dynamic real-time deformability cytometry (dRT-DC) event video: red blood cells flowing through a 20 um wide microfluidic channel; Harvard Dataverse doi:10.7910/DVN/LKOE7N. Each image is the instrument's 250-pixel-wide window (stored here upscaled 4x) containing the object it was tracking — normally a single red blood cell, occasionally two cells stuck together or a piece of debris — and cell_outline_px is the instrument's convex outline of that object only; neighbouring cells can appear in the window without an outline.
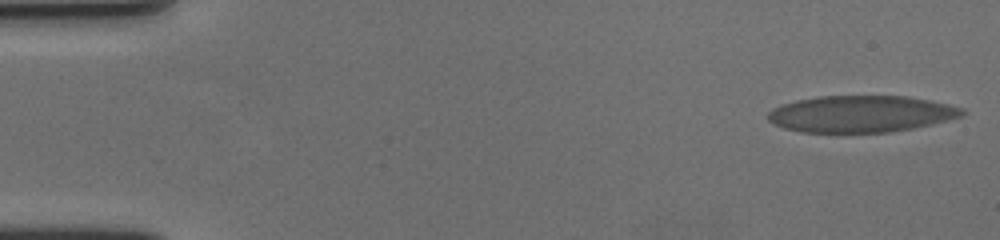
{"species": "human", "species_latin": "Homo sapiens", "temperature_condition": "cold", "stored_images_in_passage": 57, "camera_frame_rate_fps": 3000, "um_per_image_px": 0.085, "donor": {"sex": "female"}, "frame": {"image": 1, "passage_image": 1, "time_ms": 0.0, "image_size_px": [1000, 240], "cell_outline_px": [[964, 116], [932, 124], [912, 128], [888, 132], [800, 132], [784, 128], [768, 120], [768, 112], [772, 108], [796, 100], [816, 96], [908, 96], [948, 104], [964, 108]], "centroid_in_image_um": [73.19, 9.68], "position_along_channel_um": 11.8, "area_um2": 41.44}}
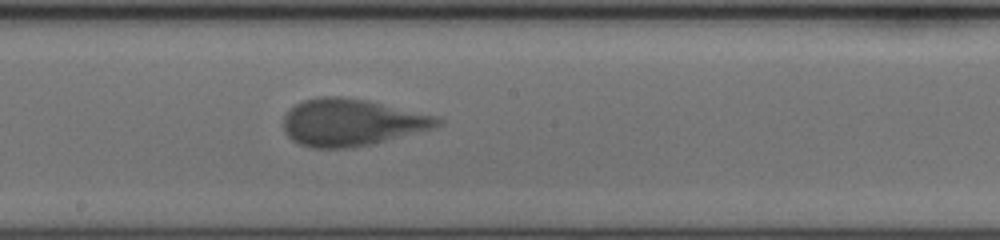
{"frame": {"image": 2, "passage_image": 31, "time_ms": 10.0, "image_size_px": [1000, 240], "cell_outline_px": [[444, 120], [440, 124], [432, 128], [372, 144], [352, 148], [312, 148], [300, 144], [292, 140], [284, 132], [284, 116], [288, 108], [304, 100], [320, 96], [344, 96], [368, 100], [436, 116]], "centroid_in_image_um": [29.84, 10.4], "position_along_channel_um": 218.4, "area_um2": 42.25}}
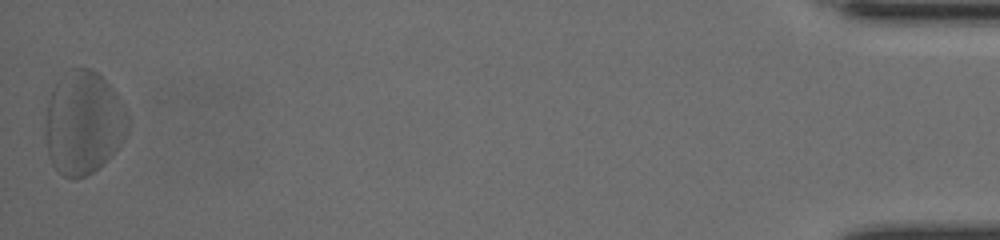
{"frame": {"image": 3, "passage_image": 57, "time_ms": 18.667, "image_size_px": [1000, 240], "cell_outline_px": [[128, 124], [124, 140], [112, 156], [104, 164], [92, 172], [76, 180], [72, 180], [64, 176], [52, 164], [48, 156], [44, 132], [44, 120], [48, 100], [56, 80], [68, 68], [92, 68], [116, 92], [124, 104], [128, 116]], "centroid_in_image_um": [7.07, 10.44], "position_along_channel_um": 428.1, "area_um2": 50.52}, "authors_computed_cell_mechanics": {"area_um2": 42.7142, "velocity_mm_per_s": 3.5142, "shape_relaxation_time_tau1_ms": 3.8745, "shape_relaxation_time_tau2_ms": null, "deformation_change_tau1": 0.1967, "deformation_change_tau2": null}}